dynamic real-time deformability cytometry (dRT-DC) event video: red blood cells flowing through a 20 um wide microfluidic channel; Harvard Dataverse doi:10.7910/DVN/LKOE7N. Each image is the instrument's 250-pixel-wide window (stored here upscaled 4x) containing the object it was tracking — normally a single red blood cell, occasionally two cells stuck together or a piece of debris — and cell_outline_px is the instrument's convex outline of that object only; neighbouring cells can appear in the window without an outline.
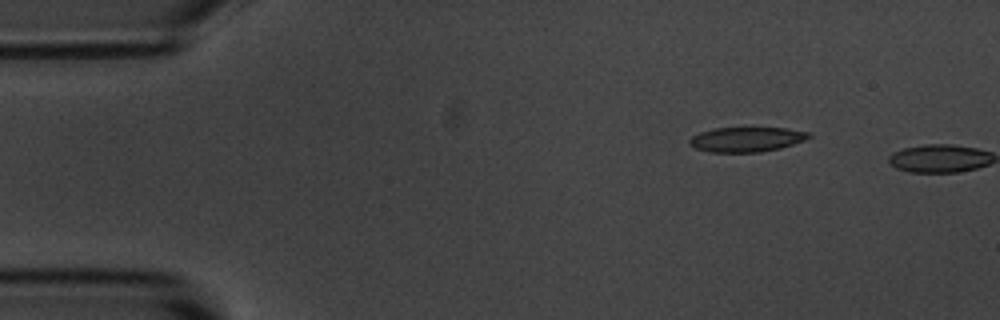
{"species": "common noctule bat (a hibernating species)", "species_latin": "Nyctalus noctula", "temperature_condition": "room temperature", "stored_images_in_passage": 2, "camera_frame_rate_fps": 3000, "um_per_image_px": 0.085, "animal": {"sex": "male", "body_mass_g": 20.1, "forearm_length_mm": 53.5}, "frame": {"image": 1, "passage_image": 1, "time_ms": 0.0, "image_size_px": [1000, 320], "cell_outline_px": [[812, 136], [804, 140], [780, 148], [760, 152], [708, 152], [696, 148], [688, 144], [688, 140], [692, 136], [700, 132], [716, 128], [788, 128], [808, 132]], "centroid_in_image_um": [63.43, 11.85], "position_along_channel_um": 21.6, "area_um2": 17.17}}